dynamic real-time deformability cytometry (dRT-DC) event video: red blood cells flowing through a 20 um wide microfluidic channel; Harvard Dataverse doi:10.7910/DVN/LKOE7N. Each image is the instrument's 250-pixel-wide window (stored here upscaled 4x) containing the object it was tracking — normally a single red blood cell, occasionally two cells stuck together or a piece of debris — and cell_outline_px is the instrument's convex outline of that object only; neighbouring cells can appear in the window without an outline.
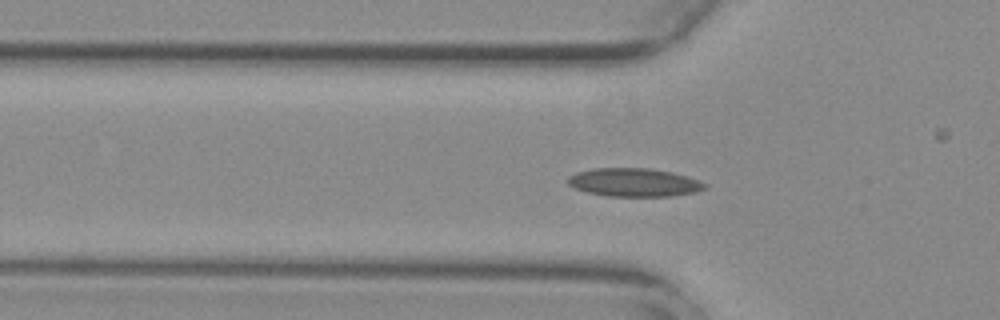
{"species": "common noctule bat (a hibernating species)", "species_latin": "Nyctalus noctula", "temperature_condition": "warm", "stored_images_in_passage": 12, "camera_frame_rate_fps": 3000, "um_per_image_px": 0.085, "animal": {"sex": "female", "body_mass_g": 29.2, "forearm_length_mm": 56.3}, "frame": {"image": 1, "passage_image": 10, "time_ms": 3.0, "image_size_px": [1000, 320], "cell_outline_px": [[708, 188], [696, 192], [672, 196], [608, 196], [588, 192], [576, 188], [568, 184], [564, 180], [568, 176], [576, 172], [592, 168], [648, 168], [672, 172], [688, 176], [708, 184]], "centroid_in_image_um": [53.9, 15.5], "position_along_channel_um": 71.9, "area_um2": 22.83}}